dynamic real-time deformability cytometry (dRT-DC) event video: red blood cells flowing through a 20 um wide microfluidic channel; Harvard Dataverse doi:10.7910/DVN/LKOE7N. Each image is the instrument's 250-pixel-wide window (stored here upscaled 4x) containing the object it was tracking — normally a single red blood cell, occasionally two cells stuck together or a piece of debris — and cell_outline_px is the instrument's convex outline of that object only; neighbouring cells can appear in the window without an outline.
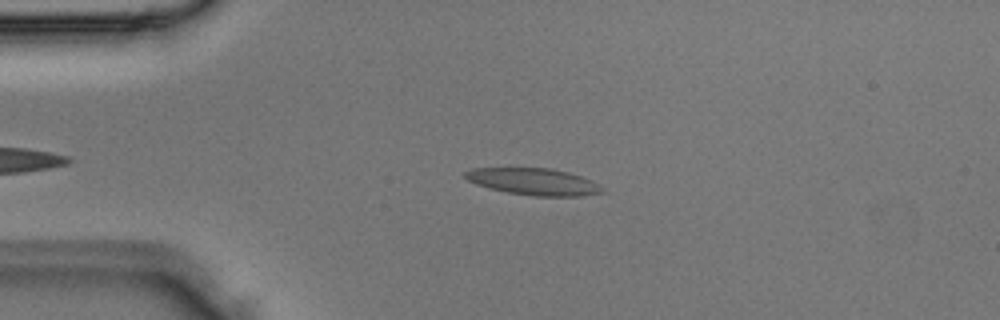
{"species": "Egyptian fruit bat (a non-hibernating species)", "species_latin": "Rousettus aegyptiacus", "temperature_condition": "room temperature", "stored_images_in_passage": 2, "camera_frame_rate_fps": 3000, "um_per_image_px": 0.085, "animal": {"sex": "male"}, "frame": {"image": 1, "passage_image": 1, "time_ms": 0.0, "image_size_px": [1000, 320], "cell_outline_px": [[604, 192], [584, 196], [536, 196], [508, 192], [488, 188], [476, 184], [468, 180], [464, 176], [464, 172], [472, 168], [552, 168], [568, 172], [592, 180], [600, 184], [604, 188]], "centroid_in_image_um": [45.39, 15.44], "position_along_channel_um": 39.6, "area_um2": 21.5}}
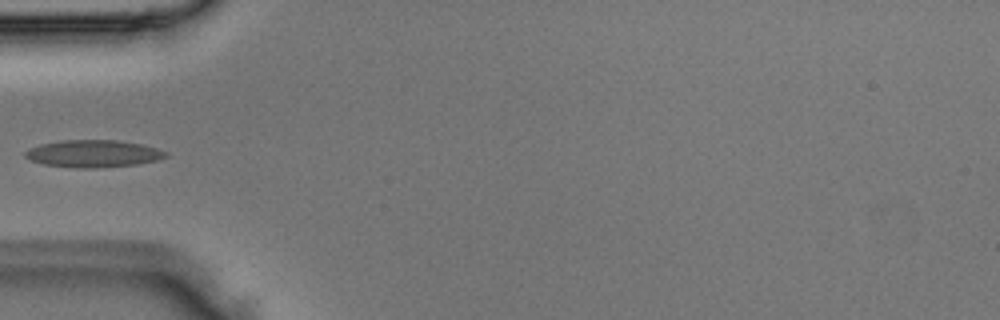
{"frame": {"image": 2, "passage_image": 2, "time_ms": 0.333, "image_size_px": [1000, 320], "cell_outline_px": [[168, 156], [156, 160], [136, 164], [92, 168], [76, 168], [44, 164], [32, 160], [24, 156], [24, 152], [28, 148], [40, 144], [60, 140], [120, 140], [140, 144], [156, 148], [168, 152]], "centroid_in_image_um": [7.9, 13.05], "position_along_channel_um": 77.1, "area_um2": 22.25}}